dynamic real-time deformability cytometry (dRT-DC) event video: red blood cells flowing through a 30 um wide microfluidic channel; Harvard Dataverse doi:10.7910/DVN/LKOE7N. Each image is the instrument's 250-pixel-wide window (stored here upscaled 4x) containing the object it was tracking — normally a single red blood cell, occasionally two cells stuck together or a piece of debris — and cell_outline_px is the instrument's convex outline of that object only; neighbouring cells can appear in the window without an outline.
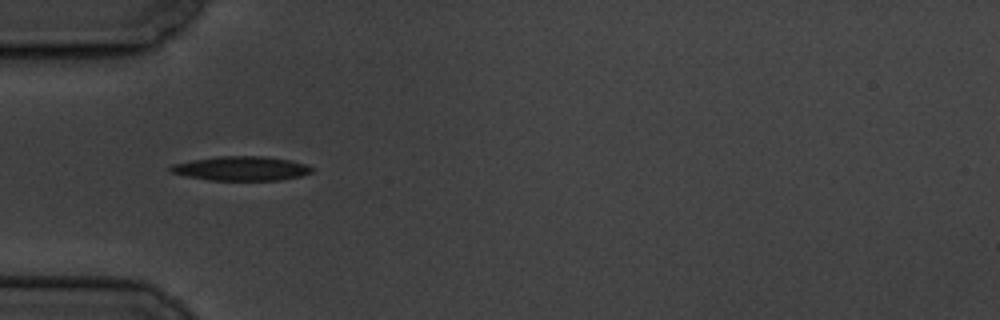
{"species": "common noctule bat (a hibernating species)", "species_latin": "Nyctalus noctula", "temperature_condition": "cold", "stored_images_in_passage": 5, "camera_frame_rate_fps": 3000, "um_per_image_px": 0.085, "animal": {"sex": "male", "body_mass_g": 19.5, "forearm_length_mm": 54.6}, "frame": {"image": 1, "passage_image": 4, "time_ms": 4.333, "image_size_px": [1000, 320], "cell_outline_px": [[312, 172], [300, 176], [280, 180], [208, 180], [188, 176], [172, 172], [168, 168], [172, 164], [192, 160], [216, 156], [264, 156], [292, 160], [308, 164], [312, 168]], "centroid_in_image_um": [20.53, 14.31], "position_along_channel_um": 64.5, "area_um2": 20.0}}
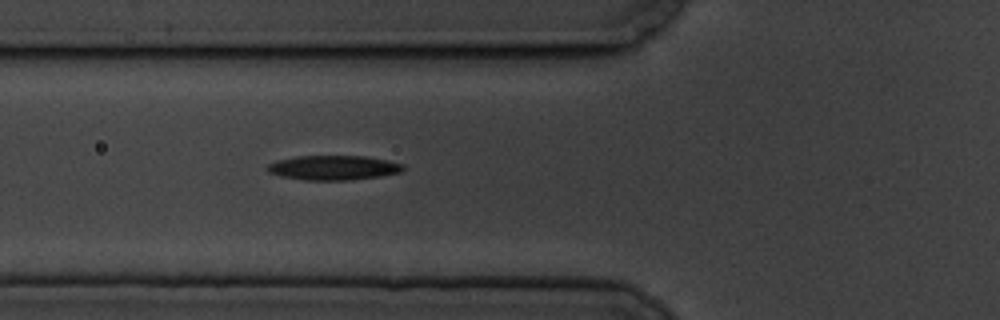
{"frame": {"image": 2, "passage_image": 5, "time_ms": 5.333, "image_size_px": [1000, 320], "cell_outline_px": [[404, 168], [400, 172], [380, 176], [348, 180], [304, 180], [280, 176], [268, 172], [264, 168], [268, 164], [276, 160], [296, 156], [364, 156], [388, 160], [404, 164]], "centroid_in_image_um": [28.3, 14.25], "position_along_channel_um": 97.5, "area_um2": 19.54}}